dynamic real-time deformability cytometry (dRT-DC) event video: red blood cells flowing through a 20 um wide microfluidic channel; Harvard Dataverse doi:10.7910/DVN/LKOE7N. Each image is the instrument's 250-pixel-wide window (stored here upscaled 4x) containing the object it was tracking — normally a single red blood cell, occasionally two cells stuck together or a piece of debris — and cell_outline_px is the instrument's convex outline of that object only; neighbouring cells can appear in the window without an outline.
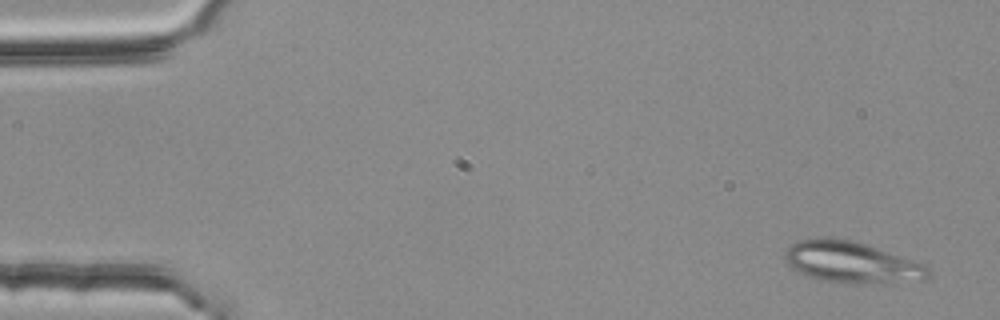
{"species": "common noctule bat (a hibernating species)", "species_latin": "Nyctalus noctula", "temperature_condition": "room temperature", "stored_images_in_passage": 3, "camera_frame_rate_fps": 3000, "um_per_image_px": 0.085, "animal": {"sex": "female", "body_mass_g": 25.1}, "frame": {"image": 1, "passage_image": 1, "time_ms": 0.0, "image_size_px": [1000, 320], "cell_outline_px": [[932, 276], [928, 280], [820, 280], [808, 276], [792, 268], [788, 264], [784, 256], [784, 252], [796, 240], [852, 240], [924, 264], [932, 272]], "centroid_in_image_um": [72.37, 22.27], "position_along_channel_um": 12.6, "area_um2": 32.25}}